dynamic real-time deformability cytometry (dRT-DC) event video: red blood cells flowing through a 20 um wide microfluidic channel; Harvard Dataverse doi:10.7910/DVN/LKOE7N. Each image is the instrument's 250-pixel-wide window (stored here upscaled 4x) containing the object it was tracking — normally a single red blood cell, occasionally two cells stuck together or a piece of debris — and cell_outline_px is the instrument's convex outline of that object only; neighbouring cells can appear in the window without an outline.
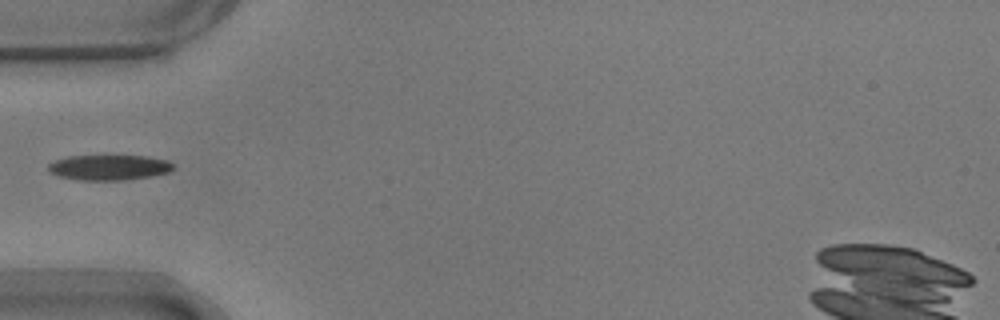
{"species": "common noctule bat (a hibernating species)", "species_latin": "Nyctalus noctula", "temperature_condition": "warm", "stored_images_in_passage": 38, "camera_frame_rate_fps": 3000, "um_per_image_px": 0.085, "animal": {"sex": "male", "body_mass_g": 17.9}, "frame": {"image": 1, "passage_image": 1, "time_ms": 0.0, "image_size_px": [1000, 320], "cell_outline_px": [[172, 168], [168, 172], [148, 176], [120, 180], [80, 180], [56, 176], [48, 172], [48, 164], [56, 160], [68, 156], [144, 156], [168, 160], [172, 164]], "centroid_in_image_um": [9.19, 14.23], "position_along_channel_um": 75.8, "area_um2": 18.21}}
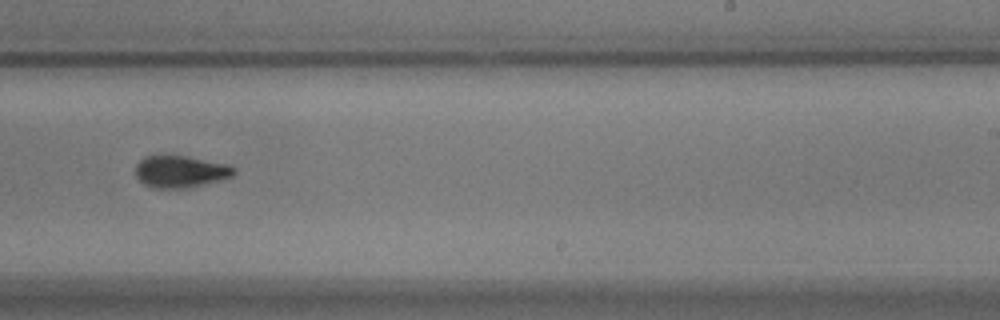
{"frame": {"image": 2, "passage_image": 17, "time_ms": 5.333, "image_size_px": [1000, 320], "cell_outline_px": [[236, 172], [232, 176], [220, 180], [184, 188], [152, 188], [144, 184], [136, 176], [136, 164], [144, 156], [184, 156], [228, 164], [236, 168]], "centroid_in_image_um": [15.33, 14.58], "position_along_channel_um": 273.7, "area_um2": 18.15}}
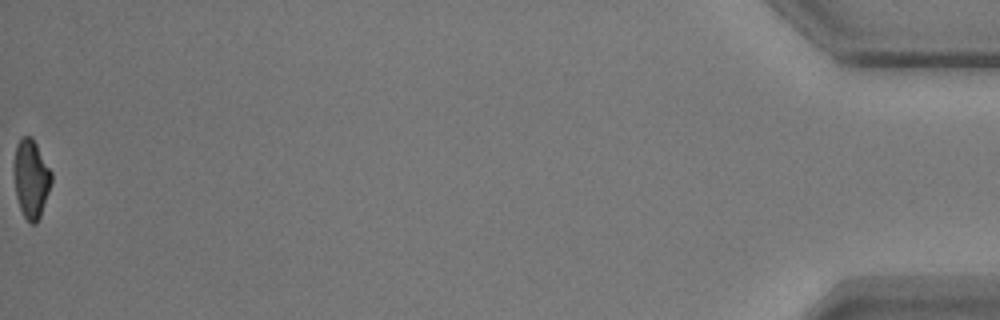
{"frame": {"image": 3, "passage_image": 38, "time_ms": 12.333, "image_size_px": [1000, 320], "cell_outline_px": [[52, 184], [40, 216], [36, 224], [32, 224], [24, 216], [20, 208], [16, 196], [12, 168], [12, 164], [16, 144], [20, 136], [32, 136], [52, 172]], "centroid_in_image_um": [2.62, 15.14], "position_along_channel_um": 432.6, "area_um2": 17.57}}